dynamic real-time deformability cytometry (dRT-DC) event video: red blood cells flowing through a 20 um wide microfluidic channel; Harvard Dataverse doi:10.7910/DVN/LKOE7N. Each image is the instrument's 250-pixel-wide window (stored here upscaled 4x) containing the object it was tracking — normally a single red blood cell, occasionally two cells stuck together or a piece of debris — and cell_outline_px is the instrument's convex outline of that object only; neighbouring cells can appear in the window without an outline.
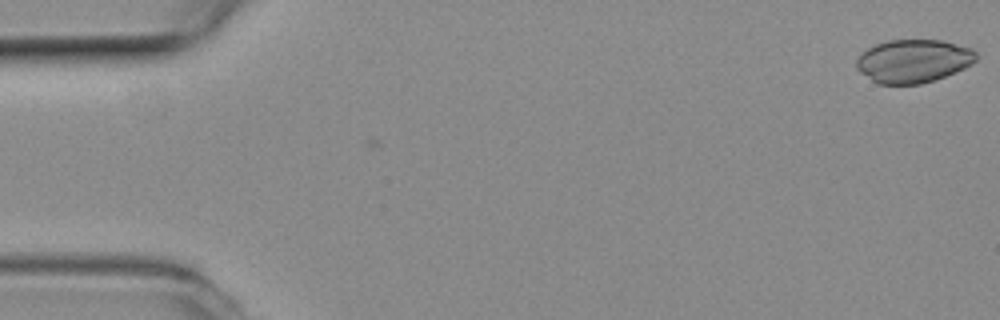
{"species": "common noctule bat (a hibernating species)", "species_latin": "Nyctalus noctula", "temperature_condition": "room temperature", "stored_images_in_passage": 3, "camera_frame_rate_fps": 3000, "um_per_image_px": 0.085, "animal": {"sex": "female", "body_mass_g": 19.3, "forearm_length_mm": 54.1}, "frame": {"image": 1, "passage_image": 3, "time_ms": 0.667, "image_size_px": [1000, 320], "cell_outline_px": [[976, 60], [972, 64], [964, 68], [936, 80], [920, 84], [880, 84], [872, 80], [860, 72], [856, 68], [856, 60], [868, 48], [876, 44], [888, 40], [940, 40], [972, 48], [976, 52]], "centroid_in_image_um": [77.65, 5.19], "position_along_channel_um": 7.4, "area_um2": 30.06}}